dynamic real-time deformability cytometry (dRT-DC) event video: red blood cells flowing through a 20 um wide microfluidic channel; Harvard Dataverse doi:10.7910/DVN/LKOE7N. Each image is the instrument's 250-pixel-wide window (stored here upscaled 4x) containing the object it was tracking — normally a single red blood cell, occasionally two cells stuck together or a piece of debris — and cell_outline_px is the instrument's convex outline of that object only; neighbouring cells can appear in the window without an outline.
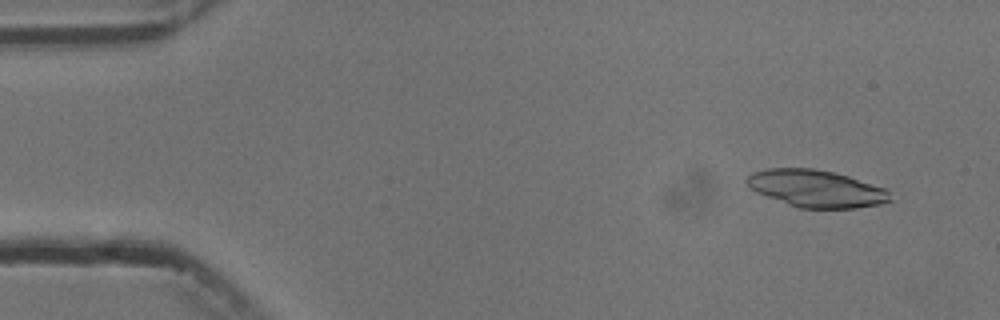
{"species": "common noctule bat (a hibernating species)", "species_latin": "Nyctalus noctula", "temperature_condition": "cold", "stored_images_in_passage": 9, "segment_of_instrument_passage": [1, 2], "camera_frame_rate_fps": 3000, "um_per_image_px": 0.085, "animal": {"sex": "male", "body_mass_g": 13.3}, "frame": {"image": 1, "passage_image": 1, "time_ms": 0.0, "image_size_px": [1000, 320], "cell_outline_px": [[892, 200], [880, 204], [856, 208], [800, 208], [788, 204], [756, 192], [744, 180], [752, 172], [764, 168], [812, 168], [832, 172], [848, 176], [888, 188]], "centroid_in_image_um": [69.4, 16.02], "position_along_channel_um": 15.6, "area_um2": 31.1}}